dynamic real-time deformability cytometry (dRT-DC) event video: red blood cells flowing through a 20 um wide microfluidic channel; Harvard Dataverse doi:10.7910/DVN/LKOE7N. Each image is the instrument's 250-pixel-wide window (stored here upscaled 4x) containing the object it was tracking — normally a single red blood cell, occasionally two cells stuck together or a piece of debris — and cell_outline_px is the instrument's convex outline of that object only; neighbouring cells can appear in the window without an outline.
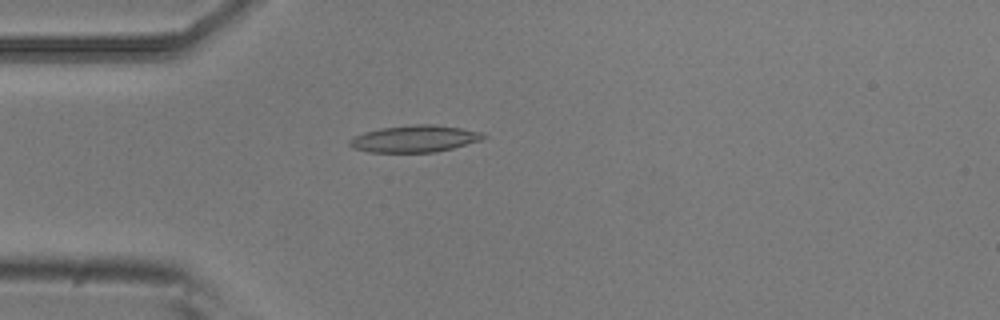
{"species": "common noctule bat (a hibernating species)", "species_latin": "Nyctalus noctula", "temperature_condition": "room temperature", "stored_images_in_passage": 4, "camera_frame_rate_fps": 3000, "um_per_image_px": 0.085, "animal": {"sex": "male", "body_mass_g": 20.5, "forearm_length_mm": 52.5}, "frame": {"image": 1, "passage_image": 4, "time_ms": 1.0, "image_size_px": [1000, 320], "cell_outline_px": [[488, 136], [480, 140], [452, 148], [436, 152], [368, 152], [352, 148], [348, 144], [348, 140], [364, 132], [380, 128], [416, 124], [436, 124], [484, 132]], "centroid_in_image_um": [35.24, 11.79], "position_along_channel_um": 49.8, "area_um2": 20.98}}